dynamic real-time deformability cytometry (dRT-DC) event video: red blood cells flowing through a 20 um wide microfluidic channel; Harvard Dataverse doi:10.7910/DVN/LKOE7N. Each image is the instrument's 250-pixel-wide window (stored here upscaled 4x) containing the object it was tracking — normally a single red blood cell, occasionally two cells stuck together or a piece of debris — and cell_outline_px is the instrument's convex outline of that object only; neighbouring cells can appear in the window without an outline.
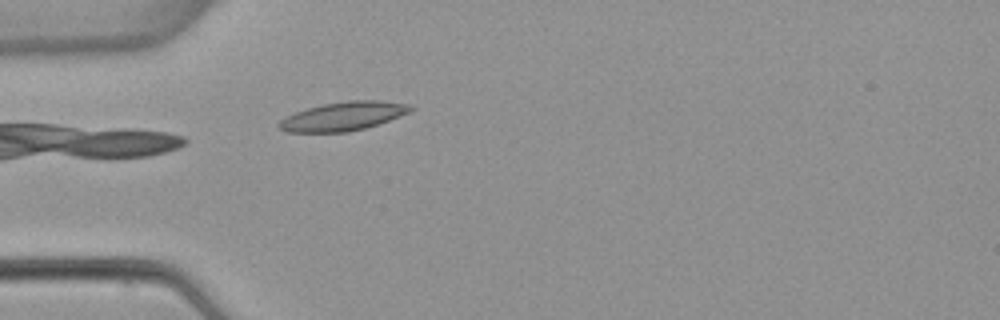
{"species": "common noctule bat (a hibernating species)", "species_latin": "Nyctalus noctula", "temperature_condition": "warm", "stored_images_in_passage": 1, "camera_frame_rate_fps": 3000, "um_per_image_px": 0.085, "animal": {"sex": "female", "body_mass_g": 22.7, "forearm_length_mm": 54.2}, "frame": {"image": 1, "passage_image": 1, "time_ms": 0.0, "image_size_px": [1000, 320], "cell_outline_px": [[416, 108], [412, 112], [364, 128], [348, 132], [284, 132], [276, 124], [284, 116], [308, 108], [324, 104], [348, 100], [380, 100], [412, 104]], "centroid_in_image_um": [29.2, 9.87], "position_along_channel_um": 55.8, "area_um2": 22.2}}